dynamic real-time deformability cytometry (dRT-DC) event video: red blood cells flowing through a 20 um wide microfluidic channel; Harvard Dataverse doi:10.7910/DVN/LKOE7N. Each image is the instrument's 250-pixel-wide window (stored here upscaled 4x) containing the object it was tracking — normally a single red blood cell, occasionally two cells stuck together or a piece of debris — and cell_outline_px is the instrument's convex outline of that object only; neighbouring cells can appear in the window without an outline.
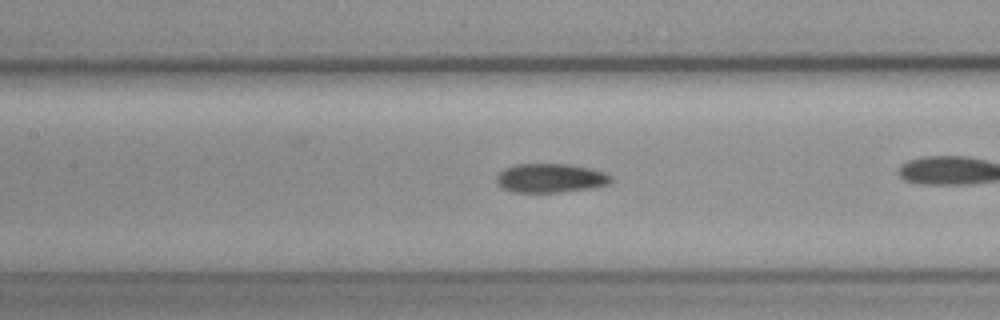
{"species": "common noctule bat (a hibernating species)", "species_latin": "Nyctalus noctula", "temperature_condition": "cold", "stored_images_in_passage": 26, "camera_frame_rate_fps": 3000, "um_per_image_px": 0.085, "animal": {"sex": "female", "body_mass_g": 19.3, "forearm_length_mm": 54.1}, "frame": {"image": 1, "passage_image": 8, "time_ms": 2.333, "image_size_px": [1000, 320], "cell_outline_px": [[612, 180], [608, 184], [596, 188], [556, 192], [512, 192], [496, 184], [496, 176], [504, 168], [516, 164], [568, 164], [592, 168], [604, 172], [612, 176]], "centroid_in_image_um": [46.8, 15.13], "position_along_channel_um": 160.6, "area_um2": 19.54}}